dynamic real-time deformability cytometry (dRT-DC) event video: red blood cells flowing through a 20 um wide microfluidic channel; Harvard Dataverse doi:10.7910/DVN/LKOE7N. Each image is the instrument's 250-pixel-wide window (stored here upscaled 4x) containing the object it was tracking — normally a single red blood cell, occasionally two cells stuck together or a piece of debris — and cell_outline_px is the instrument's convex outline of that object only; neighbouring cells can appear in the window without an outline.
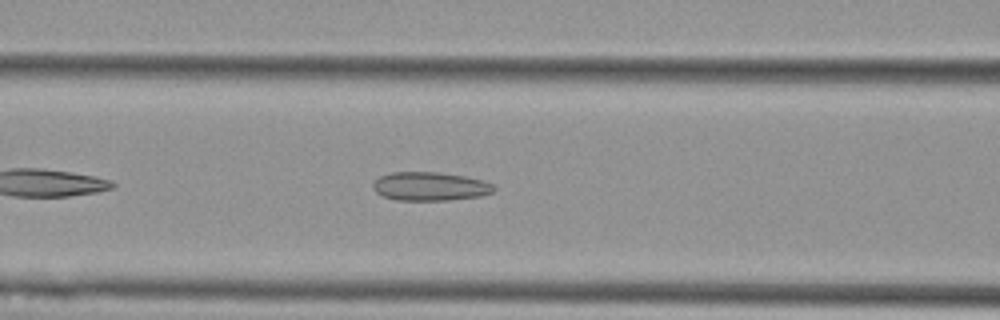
{"species": "Egyptian fruit bat (a non-hibernating species)", "species_latin": "Rousettus aegyptiacus", "temperature_condition": "cold", "stored_images_in_passage": 41, "camera_frame_rate_fps": 3000, "um_per_image_px": 0.085, "animal": {"sex": "female"}, "frame": {"image": 1, "passage_image": 9, "time_ms": 2.667, "image_size_px": [1000, 320], "cell_outline_px": [[496, 188], [492, 192], [480, 196], [448, 200], [396, 200], [384, 196], [376, 192], [372, 188], [372, 184], [380, 176], [392, 172], [436, 172], [464, 176], [484, 180], [492, 184]], "centroid_in_image_um": [36.55, 15.84], "position_along_channel_um": 130.1, "area_um2": 20.11}}
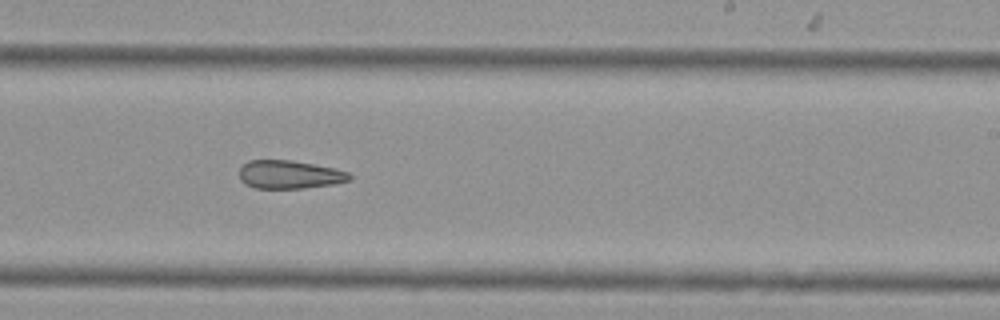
{"frame": {"image": 2, "passage_image": 20, "time_ms": 6.333, "image_size_px": [1000, 320], "cell_outline_px": [[352, 180], [332, 184], [304, 188], [256, 188], [244, 184], [240, 180], [240, 168], [248, 160], [292, 160], [332, 168], [348, 172], [352, 176]], "centroid_in_image_um": [24.59, 14.84], "position_along_channel_um": 264.4, "area_um2": 18.09}}
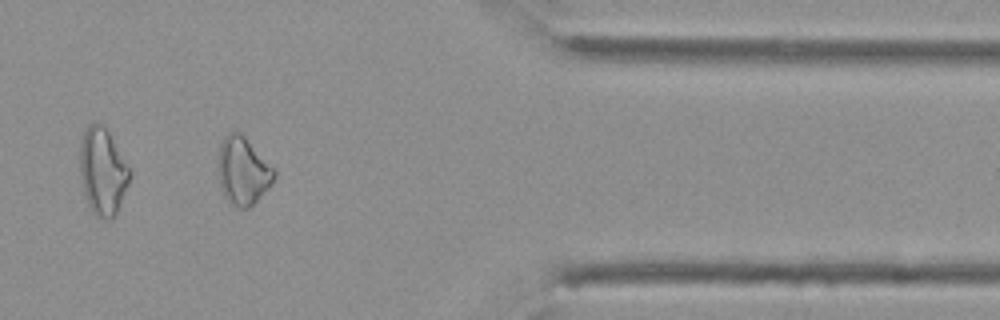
{"frame": {"image": 3, "passage_image": 32, "time_ms": 10.333, "image_size_px": [1000, 320], "cell_outline_px": [[276, 176], [272, 184], [248, 208], [240, 208], [228, 200], [224, 196], [220, 184], [220, 144], [224, 136], [228, 132], [240, 132], [276, 168]], "centroid_in_image_um": [20.7, 14.5], "position_along_channel_um": 390.7, "area_um2": 21.73}, "authors_computed_cell_mechanics": {"area_um2": 20.1144, "velocity_mm_per_s": 3.6799, "shape_relaxation_time_tau1_ms": null, "shape_relaxation_time_tau2_ms": 7.461, "deformation_change_tau1": null, "deformation_change_tau2": 0.1772}}